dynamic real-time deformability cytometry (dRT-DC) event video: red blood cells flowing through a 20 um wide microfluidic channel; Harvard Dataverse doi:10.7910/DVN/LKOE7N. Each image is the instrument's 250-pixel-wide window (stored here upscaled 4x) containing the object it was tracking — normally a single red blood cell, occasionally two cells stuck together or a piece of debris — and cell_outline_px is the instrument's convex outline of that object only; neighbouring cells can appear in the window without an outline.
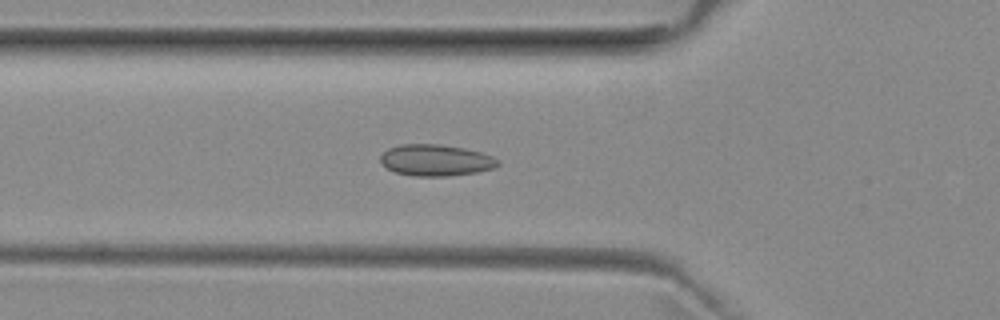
{"species": "common noctule bat (a hibernating species)", "species_latin": "Nyctalus noctula", "temperature_condition": "room temperature", "stored_images_in_passage": 52, "camera_frame_rate_fps": 3000, "um_per_image_px": 0.085, "animal": {"sex": "female", "body_mass_g": 29.2, "forearm_length_mm": 56.3}, "frame": {"image": 1, "passage_image": 18, "time_ms": 5.667, "image_size_px": [1000, 320], "cell_outline_px": [[500, 164], [492, 168], [476, 172], [448, 176], [412, 176], [396, 172], [388, 168], [380, 160], [380, 156], [388, 148], [400, 144], [440, 144], [464, 148], [480, 152], [492, 156], [500, 160]], "centroid_in_image_um": [37.05, 13.61], "position_along_channel_um": 88.8, "area_um2": 21.44}}
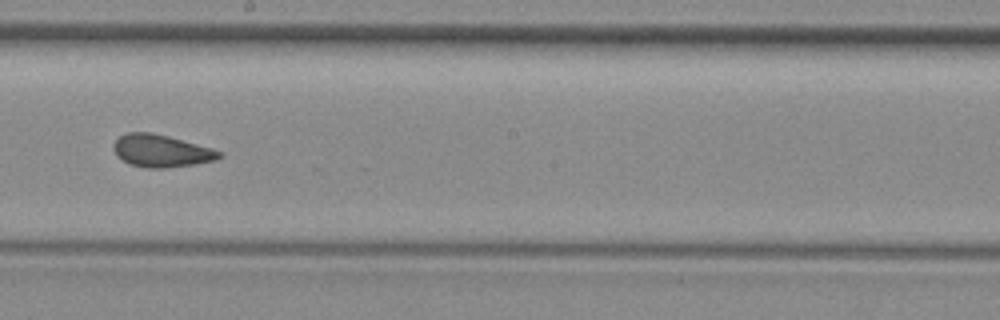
{"frame": {"image": 2, "passage_image": 29, "time_ms": 9.333, "image_size_px": [1000, 320], "cell_outline_px": [[224, 156], [216, 160], [196, 164], [168, 168], [144, 168], [128, 164], [116, 156], [112, 148], [112, 144], [120, 136], [128, 132], [148, 132], [168, 136], [212, 148], [220, 152]], "centroid_in_image_um": [13.68, 12.84], "position_along_channel_um": 234.5, "area_um2": 20.17}}
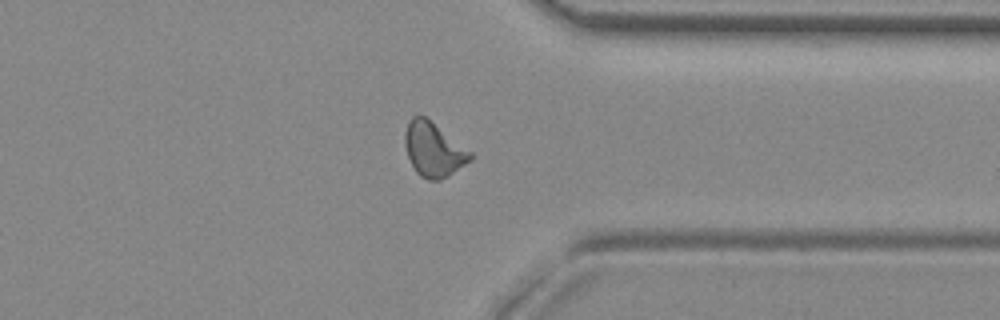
{"frame": {"image": 3, "passage_image": 40, "time_ms": 13.0, "image_size_px": [1000, 320], "cell_outline_px": [[472, 160], [448, 176], [440, 180], [428, 180], [420, 176], [416, 172], [408, 156], [404, 144], [404, 136], [408, 120], [412, 116], [424, 116], [472, 152]], "centroid_in_image_um": [36.84, 12.72], "position_along_channel_um": 374.6, "area_um2": 20.52}, "authors_computed_cell_mechanics": {"area_um2": 20.2589, "velocity_mm_per_s": 3.9612, "shape_relaxation_time_tau1_ms": null, "shape_relaxation_time_tau2_ms": 1.908, "deformation_change_tau1": null, "deformation_change_tau2": 0.0765}}